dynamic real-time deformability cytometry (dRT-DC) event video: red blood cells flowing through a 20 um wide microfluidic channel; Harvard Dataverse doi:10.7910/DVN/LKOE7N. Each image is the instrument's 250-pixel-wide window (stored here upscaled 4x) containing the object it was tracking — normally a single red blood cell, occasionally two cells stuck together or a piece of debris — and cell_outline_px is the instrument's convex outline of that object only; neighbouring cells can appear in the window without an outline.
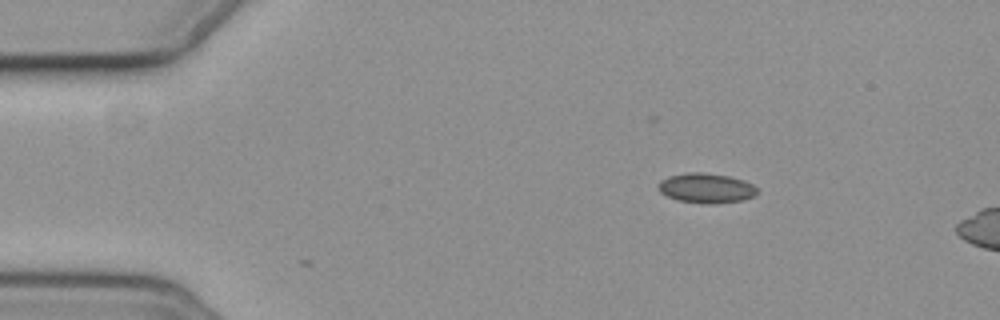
{"species": "common noctule bat (a hibernating species)", "species_latin": "Nyctalus noctula", "temperature_condition": "cold", "stored_images_in_passage": 4, "camera_frame_rate_fps": 3000, "um_per_image_px": 0.085, "animal": {"sex": "female", "body_mass_g": 19.3, "forearm_length_mm": 54.1}, "frame": {"image": 1, "passage_image": 1, "time_ms": 0.0, "image_size_px": [1000, 320], "cell_outline_px": [[760, 192], [756, 196], [740, 200], [680, 200], [668, 196], [660, 192], [656, 184], [660, 180], [668, 176], [688, 172], [704, 172], [728, 176], [744, 180], [752, 184]], "centroid_in_image_um": [60.01, 15.91], "position_along_channel_um": 25.0, "area_um2": 16.3}}
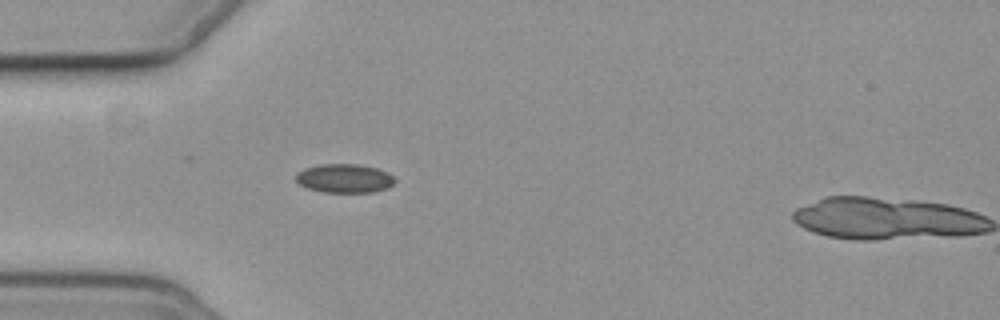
{"frame": {"image": 2, "passage_image": 3, "time_ms": 2.667, "image_size_px": [1000, 320], "cell_outline_px": [[396, 180], [388, 188], [372, 192], [324, 192], [308, 188], [300, 184], [296, 180], [296, 172], [304, 168], [320, 164], [360, 164], [376, 168], [388, 172]], "centroid_in_image_um": [29.28, 15.15], "position_along_channel_um": 55.7, "area_um2": 16.65}}